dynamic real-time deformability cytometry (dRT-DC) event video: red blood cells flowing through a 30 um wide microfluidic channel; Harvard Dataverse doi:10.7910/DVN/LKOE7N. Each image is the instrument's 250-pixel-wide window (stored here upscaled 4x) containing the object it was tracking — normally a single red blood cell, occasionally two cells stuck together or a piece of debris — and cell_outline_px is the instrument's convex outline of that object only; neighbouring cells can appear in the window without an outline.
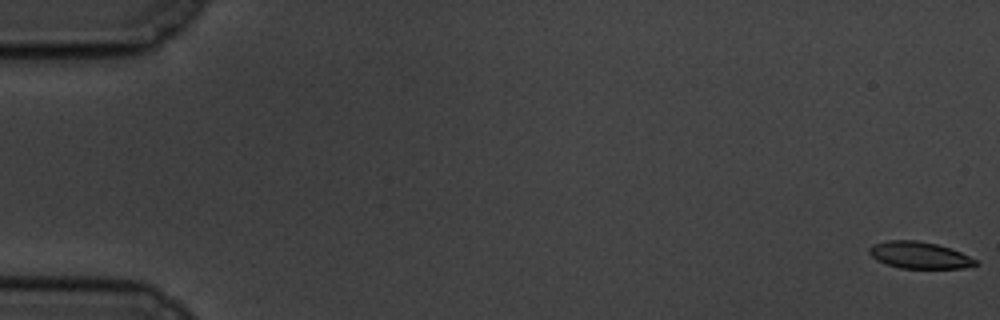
{"species": "common noctule bat (a hibernating species)", "species_latin": "Nyctalus noctula", "temperature_condition": "cold", "stored_images_in_passage": 59, "camera_frame_rate_fps": 3000, "um_per_image_px": 0.085, "animal": {"sex": "male", "body_mass_g": 19.5, "forearm_length_mm": 54.6}, "frame": {"image": 1, "passage_image": 1, "time_ms": 0.0, "image_size_px": [1000, 320], "cell_outline_px": [[980, 264], [964, 268], [900, 268], [876, 260], [868, 252], [868, 248], [872, 244], [888, 240], [916, 240], [936, 244], [960, 252], [976, 260]], "centroid_in_image_um": [78.12, 21.68], "position_along_channel_um": 6.9, "area_um2": 16.47}}
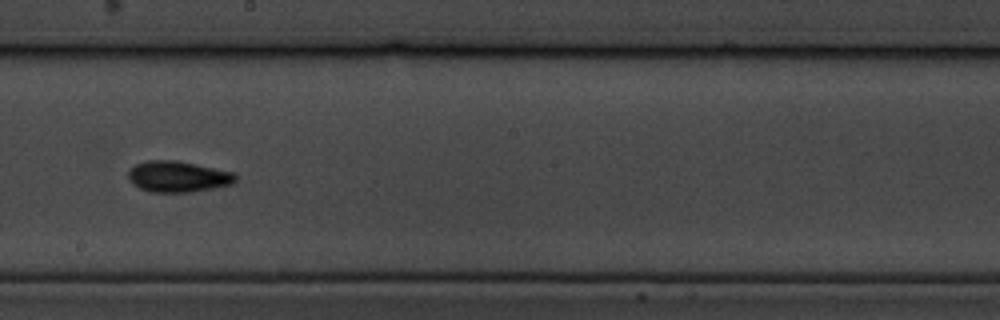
{"frame": {"image": 2, "passage_image": 34, "time_ms": 11.0, "image_size_px": [1000, 320], "cell_outline_px": [[236, 180], [232, 184], [192, 192], [148, 192], [132, 184], [128, 180], [128, 172], [136, 164], [148, 160], [176, 160], [236, 172]], "centroid_in_image_um": [15.12, 15.01], "position_along_channel_um": 233.1, "area_um2": 19.54}}
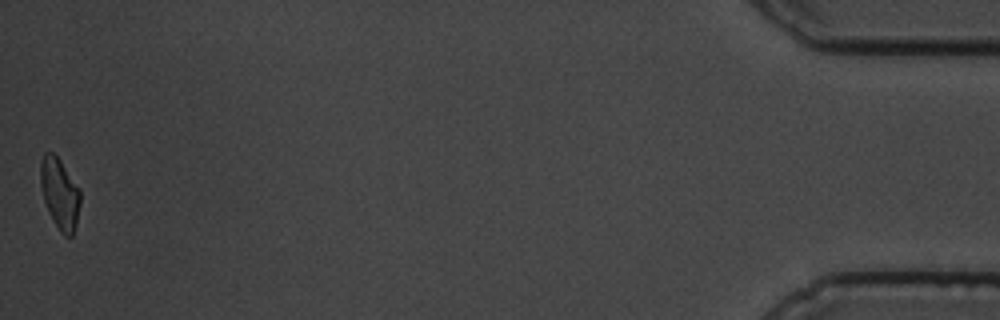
{"frame": {"image": 3, "passage_image": 59, "time_ms": 19.333, "image_size_px": [1000, 320], "cell_outline_px": [[80, 204], [76, 224], [72, 236], [64, 236], [60, 232], [48, 212], [44, 200], [40, 184], [40, 160], [44, 152], [52, 152], [60, 160], [80, 188]], "centroid_in_image_um": [5.07, 16.44], "position_along_channel_um": 430.1, "area_um2": 16.53}, "authors_computed_cell_mechanics": {"area_um2": 17.5134, "velocity_mm_per_s": 3.4526, "shape_relaxation_time_tau1_ms": 2.3662, "shape_relaxation_time_tau2_ms": 3.5057, "deformation_change_tau1": 0.103, "deformation_change_tau2": 0.0924}}